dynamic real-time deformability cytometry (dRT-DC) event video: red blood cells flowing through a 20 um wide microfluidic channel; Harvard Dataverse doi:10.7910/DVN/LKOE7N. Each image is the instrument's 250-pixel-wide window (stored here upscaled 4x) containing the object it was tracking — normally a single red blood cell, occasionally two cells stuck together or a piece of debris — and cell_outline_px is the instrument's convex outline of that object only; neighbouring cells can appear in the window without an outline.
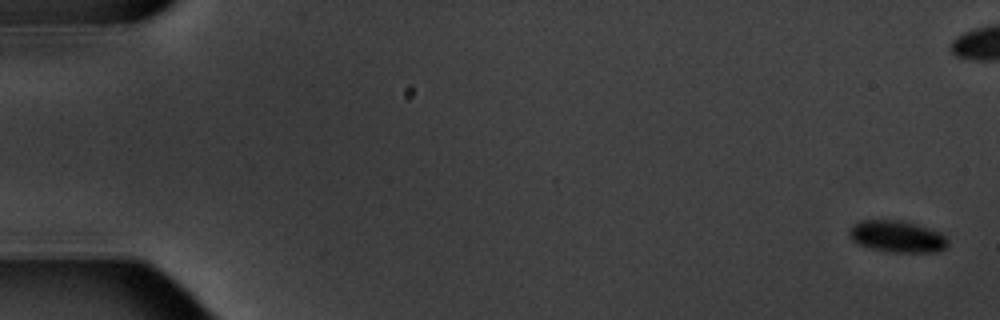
{"species": "common noctule bat (a hibernating species)", "species_latin": "Nyctalus noctula", "temperature_condition": "warm", "stored_images_in_passage": 8, "camera_frame_rate_fps": 3000, "um_per_image_px": 0.085, "animal": {"sex": "male", "body_mass_g": 20.1, "forearm_length_mm": 53.5}, "frame": {"image": 1, "passage_image": 1, "time_ms": 0.0, "image_size_px": [1000, 320], "cell_outline_px": [[948, 248], [936, 252], [888, 252], [856, 244], [848, 236], [848, 228], [852, 224], [860, 220], [900, 220], [916, 224], [940, 232], [948, 240]], "centroid_in_image_um": [76.22, 20.1], "position_along_channel_um": 8.8, "area_um2": 18.5}}